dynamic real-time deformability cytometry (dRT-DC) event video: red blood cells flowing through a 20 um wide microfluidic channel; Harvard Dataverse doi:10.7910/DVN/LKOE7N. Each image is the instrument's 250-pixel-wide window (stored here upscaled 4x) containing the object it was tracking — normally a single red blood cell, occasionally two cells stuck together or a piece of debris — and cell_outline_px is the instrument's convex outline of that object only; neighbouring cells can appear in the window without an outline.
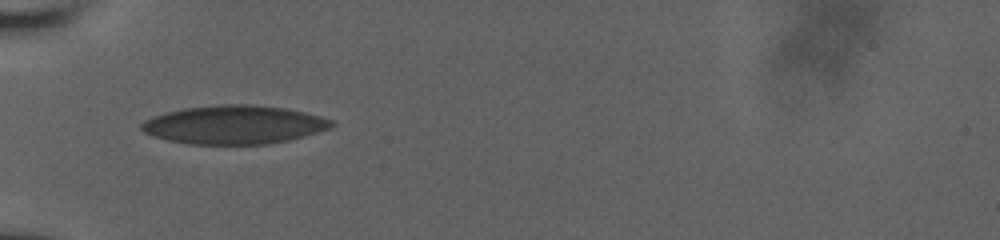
{"species": "human", "species_latin": "Homo sapiens", "temperature_condition": "room temperature", "stored_images_in_passage": 34, "camera_frame_rate_fps": 3000, "um_per_image_px": 0.085, "donor": {"sex": "male"}, "frame": {"image": 1, "passage_image": 1, "time_ms": 0.0, "image_size_px": [1000, 240], "cell_outline_px": [[336, 124], [332, 128], [304, 136], [288, 140], [268, 144], [188, 144], [168, 140], [152, 136], [144, 132], [140, 128], [140, 124], [144, 120], [152, 116], [184, 108], [220, 104], [252, 104], [288, 108], [320, 116], [332, 120]], "centroid_in_image_um": [19.91, 10.59], "position_along_channel_um": 65.1, "area_um2": 42.95}}
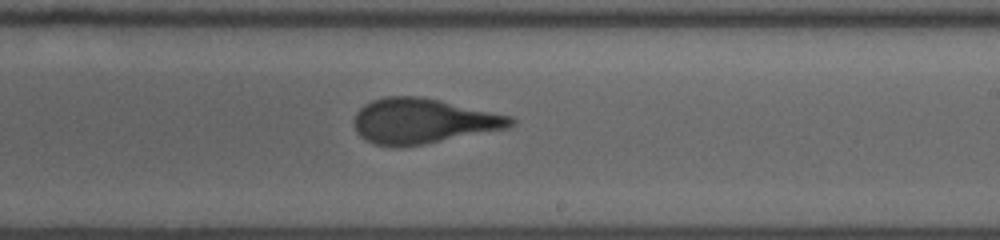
{"frame": {"image": 2, "passage_image": 15, "time_ms": 5.0, "image_size_px": [1000, 240], "cell_outline_px": [[516, 124], [508, 128], [424, 144], [400, 148], [396, 148], [372, 144], [360, 136], [356, 132], [352, 124], [352, 120], [356, 112], [364, 104], [372, 100], [388, 96], [420, 96], [440, 100], [512, 116], [516, 120]], "centroid_in_image_um": [35.91, 10.3], "position_along_channel_um": 253.1, "area_um2": 41.67}}
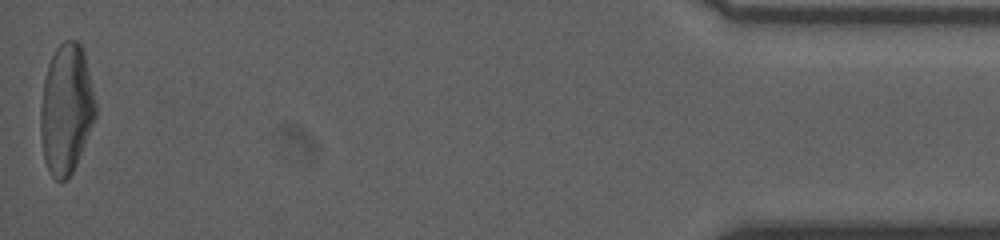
{"frame": {"image": 3, "passage_image": 34, "time_ms": 11.667, "image_size_px": [1000, 240], "cell_outline_px": [[96, 116], [76, 164], [72, 172], [64, 180], [56, 180], [52, 176], [44, 160], [40, 132], [40, 108], [44, 80], [48, 64], [56, 48], [64, 40], [76, 40], [80, 44], [84, 52], [96, 104]], "centroid_in_image_um": [5.62, 9.25], "position_along_channel_um": 429.6, "area_um2": 41.33}, "authors_computed_cell_mechanics": {"area_um2": 41.038, "velocity_mm_per_s": 3.8779, "shape_relaxation_time_tau1_ms": 11.0729, "shape_relaxation_time_tau2_ms": 0.7204, "deformation_change_tau1": 0.2939, "deformation_change_tau2": 0.0825}}